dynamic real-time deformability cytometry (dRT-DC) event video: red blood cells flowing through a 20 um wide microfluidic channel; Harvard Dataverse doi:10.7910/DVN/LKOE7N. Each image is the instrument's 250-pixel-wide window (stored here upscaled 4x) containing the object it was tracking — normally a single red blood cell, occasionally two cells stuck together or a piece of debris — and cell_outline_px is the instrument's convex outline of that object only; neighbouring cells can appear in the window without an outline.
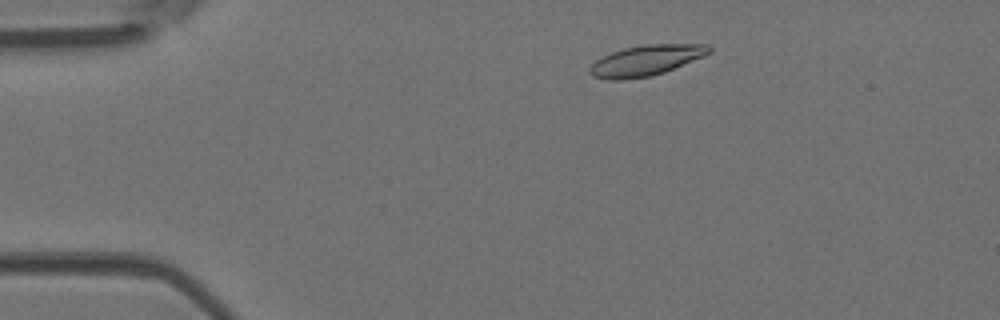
{"species": "Egyptian fruit bat (a non-hibernating species)", "species_latin": "Rousettus aegyptiacus", "temperature_condition": "room temperature", "stored_images_in_passage": 8, "camera_frame_rate_fps": 3000, "um_per_image_px": 0.085, "animal": {"sex": "female"}, "frame": {"image": 1, "passage_image": 2, "time_ms": 1.333, "image_size_px": [1000, 320], "cell_outline_px": [[712, 52], [704, 56], [664, 72], [648, 76], [624, 80], [608, 80], [592, 76], [588, 72], [588, 68], [596, 60], [612, 52], [624, 48], [648, 44], [708, 44], [712, 48]], "centroid_in_image_um": [54.9, 5.14], "position_along_channel_um": 30.1, "area_um2": 21.21}}
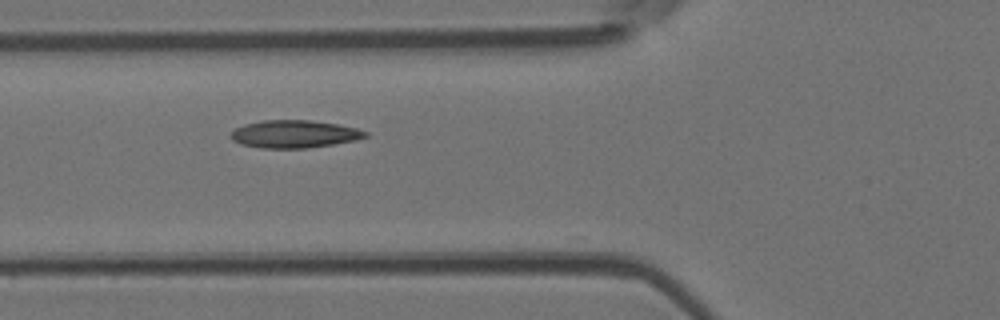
{"frame": {"image": 2, "passage_image": 5, "time_ms": 4.667, "image_size_px": [1000, 320], "cell_outline_px": [[368, 136], [356, 140], [308, 148], [260, 148], [240, 144], [232, 140], [228, 136], [236, 128], [244, 124], [264, 120], [308, 120], [336, 124], [356, 128], [368, 132]], "centroid_in_image_um": [24.99, 11.4], "position_along_channel_um": 100.8, "area_um2": 21.68}}
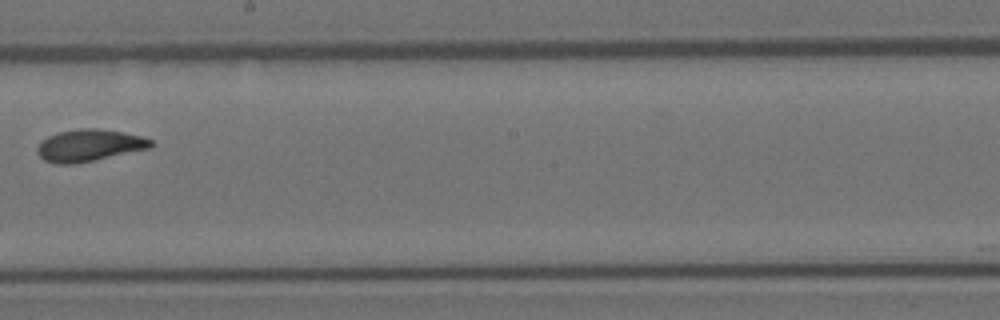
{"frame": {"image": 3, "passage_image": 8, "time_ms": 8.333, "image_size_px": [1000, 320], "cell_outline_px": [[156, 144], [152, 148], [72, 164], [56, 164], [44, 160], [36, 152], [36, 148], [48, 136], [60, 132], [80, 128], [96, 128], [120, 132], [140, 136], [152, 140]], "centroid_in_image_um": [7.6, 12.36], "position_along_channel_um": 240.6, "area_um2": 20.92}}